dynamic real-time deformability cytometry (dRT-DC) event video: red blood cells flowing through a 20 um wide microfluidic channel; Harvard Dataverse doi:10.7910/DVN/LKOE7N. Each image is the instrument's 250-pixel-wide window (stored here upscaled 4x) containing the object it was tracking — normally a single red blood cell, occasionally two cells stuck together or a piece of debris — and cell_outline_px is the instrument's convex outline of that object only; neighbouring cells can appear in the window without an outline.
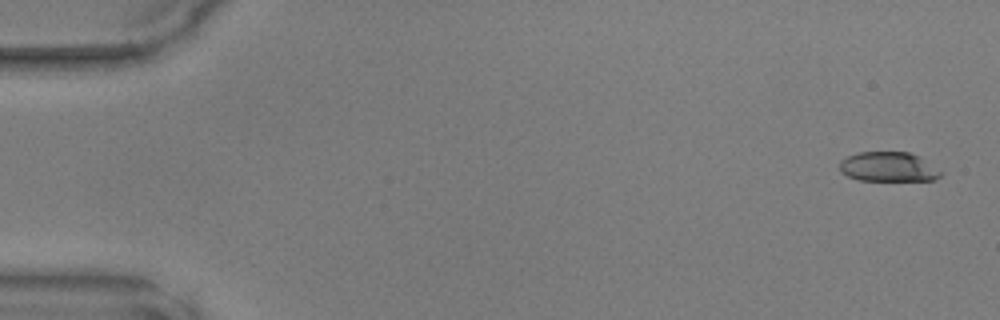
{"species": "common noctule bat (a hibernating species)", "species_latin": "Nyctalus noctula", "temperature_condition": "warm", "stored_images_in_passage": 47, "camera_frame_rate_fps": 3000, "um_per_image_px": 0.085, "animal": {"sex": "male", "body_mass_g": 17.9, "forearm_length_mm": 54.2}, "frame": {"image": 1, "passage_image": 1, "time_ms": 0.0, "image_size_px": [1000, 320], "cell_outline_px": [[944, 172], [936, 180], [860, 180], [848, 176], [840, 172], [840, 160], [848, 156], [860, 152], [908, 152], [920, 156]], "centroid_in_image_um": [75.54, 14.18], "position_along_channel_um": 9.5, "area_um2": 17.51}}
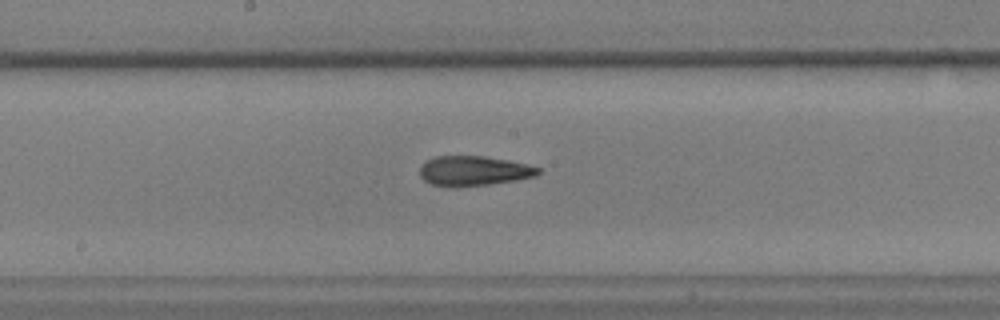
{"frame": {"image": 2, "passage_image": 25, "time_ms": 8.0, "image_size_px": [1000, 320], "cell_outline_px": [[540, 172], [536, 176], [516, 180], [488, 184], [452, 188], [432, 184], [424, 180], [420, 176], [420, 168], [428, 160], [436, 156], [484, 156], [508, 160], [528, 164], [540, 168]], "centroid_in_image_um": [40.28, 14.53], "position_along_channel_um": 207.9, "area_um2": 20.58}}
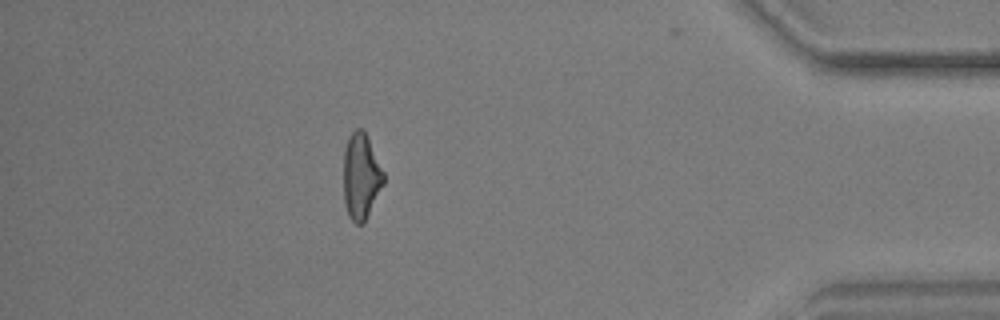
{"frame": {"image": 3, "passage_image": 42, "time_ms": 13.667, "image_size_px": [1000, 320], "cell_outline_px": [[384, 184], [364, 224], [356, 224], [348, 216], [344, 204], [344, 148], [348, 136], [356, 128], [364, 128], [368, 136], [384, 172]], "centroid_in_image_um": [30.69, 14.98], "position_along_channel_um": 404.5, "area_um2": 20.46}}